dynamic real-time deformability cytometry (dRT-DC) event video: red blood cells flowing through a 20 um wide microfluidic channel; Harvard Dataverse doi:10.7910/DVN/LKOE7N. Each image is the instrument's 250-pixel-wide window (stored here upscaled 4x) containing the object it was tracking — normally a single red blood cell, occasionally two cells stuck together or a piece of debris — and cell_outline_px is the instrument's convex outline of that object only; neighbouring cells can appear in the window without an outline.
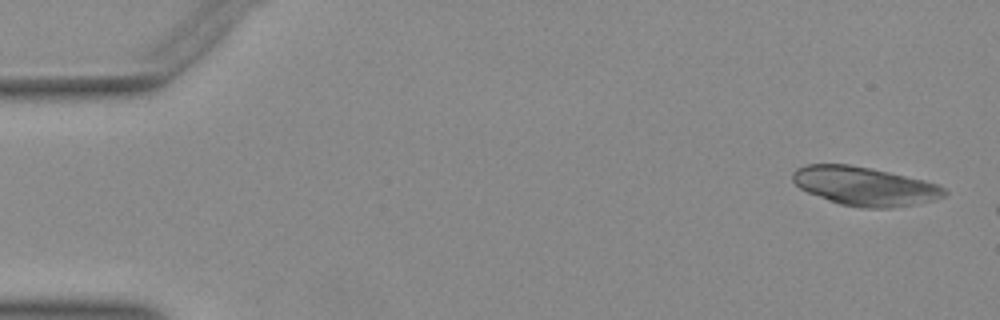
{"species": "Egyptian fruit bat (a non-hibernating species)", "species_latin": "Rousettus aegyptiacus", "temperature_condition": "warm", "stored_images_in_passage": 9, "camera_frame_rate_fps": 3000, "um_per_image_px": 0.085, "animal": {"sex": "female"}, "frame": {"image": 1, "passage_image": 1, "time_ms": 0.0, "image_size_px": [1000, 320], "cell_outline_px": [[948, 192], [944, 196], [932, 200], [912, 204], [888, 208], [860, 208], [840, 204], [828, 200], [808, 192], [800, 188], [792, 180], [792, 172], [796, 168], [808, 164], [848, 164], [888, 172], [924, 180], [936, 184], [944, 188]], "centroid_in_image_um": [73.46, 15.82], "position_along_channel_um": 11.5, "area_um2": 33.93}}